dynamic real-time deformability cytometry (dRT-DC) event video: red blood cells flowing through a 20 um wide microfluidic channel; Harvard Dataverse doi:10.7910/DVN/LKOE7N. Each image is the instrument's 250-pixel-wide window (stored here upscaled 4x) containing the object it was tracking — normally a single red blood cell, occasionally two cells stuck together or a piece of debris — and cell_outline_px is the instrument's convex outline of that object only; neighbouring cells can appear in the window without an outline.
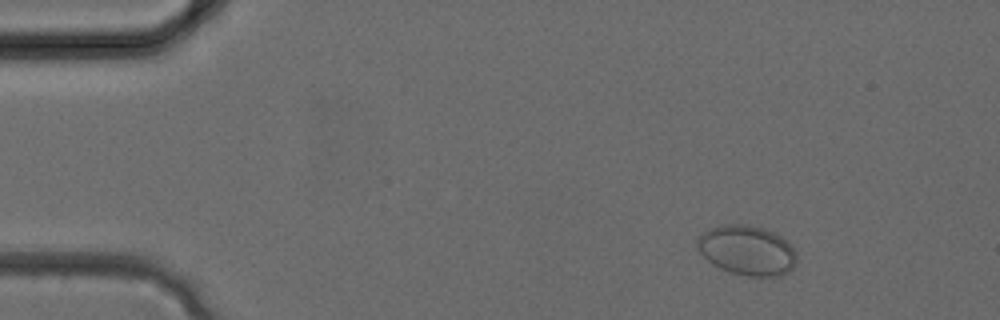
{"species": "common noctule bat (a hibernating species)", "species_latin": "Nyctalus noctula", "temperature_condition": "cold", "stored_images_in_passage": 33, "camera_frame_rate_fps": 3000, "um_per_image_px": 0.085, "animal": {"sex": "female", "body_mass_g": 24.6, "forearm_length_mm": 56.2}, "frame": {"image": 1, "passage_image": 4, "time_ms": 1.0, "image_size_px": [1000, 320], "cell_outline_px": [[796, 264], [788, 272], [780, 276], [748, 276], [732, 272], [720, 268], [712, 264], [696, 248], [696, 240], [708, 228], [724, 224], [748, 224], [764, 228], [780, 236], [792, 244], [796, 252]], "centroid_in_image_um": [63.51, 21.27], "position_along_channel_um": 21.5, "area_um2": 29.02}}
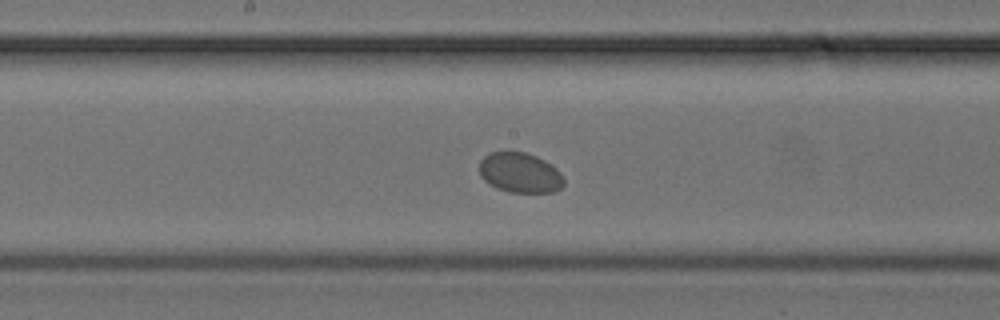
{"frame": {"image": 2, "passage_image": 17, "time_ms": 5.333, "image_size_px": [1000, 320], "cell_outline_px": [[564, 184], [556, 192], [512, 192], [496, 188], [488, 184], [480, 176], [480, 160], [488, 152], [524, 152], [536, 156], [544, 160], [560, 172], [564, 180]], "centroid_in_image_um": [44.18, 14.69], "position_along_channel_um": 204.0, "area_um2": 19.71}}
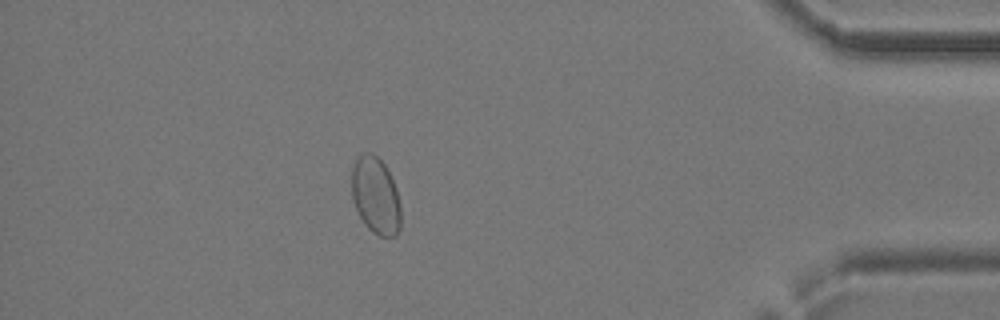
{"frame": {"image": 3, "passage_image": 29, "time_ms": 9.333, "image_size_px": [1000, 320], "cell_outline_px": [[400, 228], [396, 236], [380, 236], [372, 232], [364, 224], [356, 208], [352, 196], [352, 168], [356, 160], [364, 152], [372, 152], [384, 164], [396, 188], [400, 204]], "centroid_in_image_um": [31.93, 16.64], "position_along_channel_um": 403.3, "area_um2": 21.85}}